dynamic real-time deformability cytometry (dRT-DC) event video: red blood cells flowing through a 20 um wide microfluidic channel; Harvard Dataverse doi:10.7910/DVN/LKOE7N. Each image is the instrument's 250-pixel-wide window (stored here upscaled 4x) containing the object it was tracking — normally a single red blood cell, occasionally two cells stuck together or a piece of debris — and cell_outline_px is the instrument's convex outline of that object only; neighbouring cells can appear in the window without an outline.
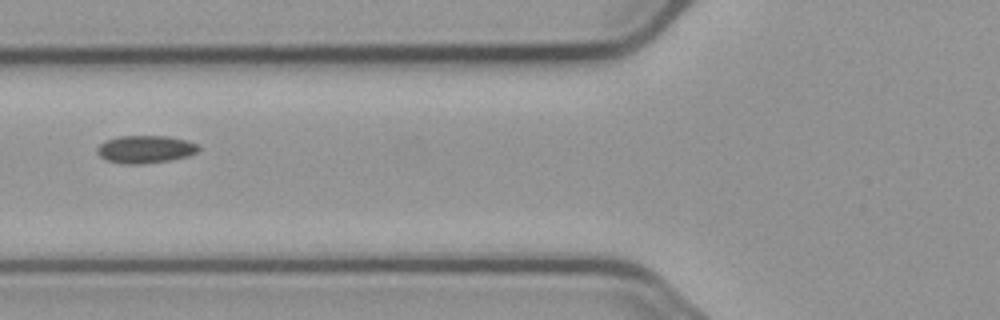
{"species": "common noctule bat (a hibernating species)", "species_latin": "Nyctalus noctula", "temperature_condition": "cold", "stored_images_in_passage": 2, "camera_frame_rate_fps": 3000, "um_per_image_px": 0.085, "animal": {"sex": "male", "body_mass_g": 23.1, "forearm_length_mm": 52.7}, "frame": {"image": 1, "passage_image": 2, "time_ms": 1.333, "image_size_px": [1000, 320], "cell_outline_px": [[200, 148], [196, 152], [188, 156], [172, 160], [144, 164], [124, 164], [108, 160], [100, 156], [96, 152], [96, 148], [104, 140], [120, 136], [168, 136], [188, 140], [196, 144]], "centroid_in_image_um": [12.35, 12.69], "position_along_channel_um": 113.5, "area_um2": 16.47}}